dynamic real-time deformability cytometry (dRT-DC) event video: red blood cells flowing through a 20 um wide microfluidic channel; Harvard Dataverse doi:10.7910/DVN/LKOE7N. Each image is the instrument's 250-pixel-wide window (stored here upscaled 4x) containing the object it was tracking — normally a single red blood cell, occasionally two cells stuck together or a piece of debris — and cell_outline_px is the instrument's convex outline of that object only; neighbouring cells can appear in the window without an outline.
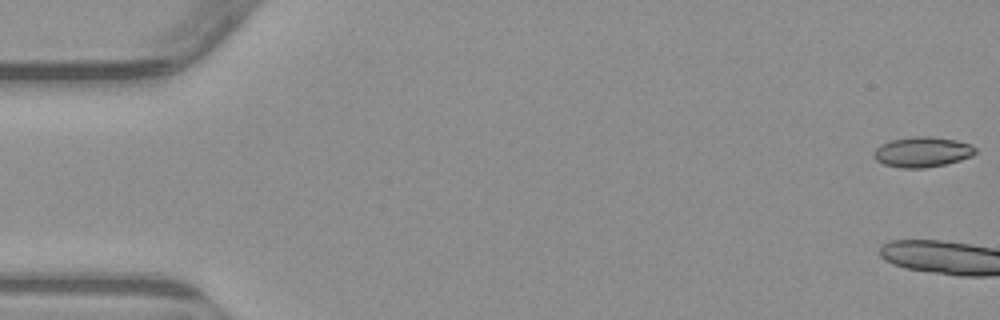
{"species": "common noctule bat (a hibernating species)", "species_latin": "Nyctalus noctula", "temperature_condition": "warm", "stored_images_in_passage": 6, "camera_frame_rate_fps": 3000, "um_per_image_px": 0.085, "animal": {"sex": "male", "body_mass_g": 23.1, "forearm_length_mm": 52.7}, "frame": {"image": 1, "passage_image": 1, "time_ms": 0.0, "image_size_px": [1000, 320], "cell_outline_px": [[976, 152], [972, 156], [960, 160], [944, 164], [924, 168], [900, 168], [884, 164], [876, 160], [872, 156], [872, 152], [880, 144], [888, 140], [912, 136], [928, 136], [956, 140], [972, 144], [976, 148]], "centroid_in_image_um": [78.36, 12.91], "position_along_channel_um": 6.6, "area_um2": 18.15}}